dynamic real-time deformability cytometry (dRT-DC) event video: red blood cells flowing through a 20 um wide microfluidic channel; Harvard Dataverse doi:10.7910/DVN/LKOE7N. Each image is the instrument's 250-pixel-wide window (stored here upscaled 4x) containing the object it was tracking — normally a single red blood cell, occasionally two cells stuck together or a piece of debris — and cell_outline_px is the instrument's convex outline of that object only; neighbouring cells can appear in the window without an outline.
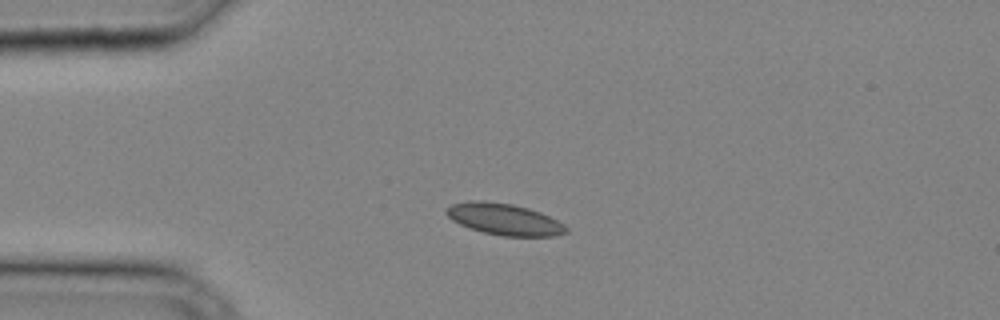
{"species": "common noctule bat (a hibernating species)", "species_latin": "Nyctalus noctula", "temperature_condition": "cold", "stored_images_in_passage": 27, "camera_frame_rate_fps": 3000, "um_per_image_px": 0.085, "animal": {"sex": "male", "body_mass_g": 20.4}, "frame": {"image": 1, "passage_image": 1, "time_ms": 0.0, "image_size_px": [1000, 320], "cell_outline_px": [[568, 232], [556, 236], [504, 236], [484, 232], [468, 228], [452, 220], [444, 212], [444, 208], [452, 204], [468, 200], [484, 200], [512, 204], [528, 208], [540, 212], [564, 224], [568, 228]], "centroid_in_image_um": [42.83, 18.62], "position_along_channel_um": 42.2, "area_um2": 22.14}}
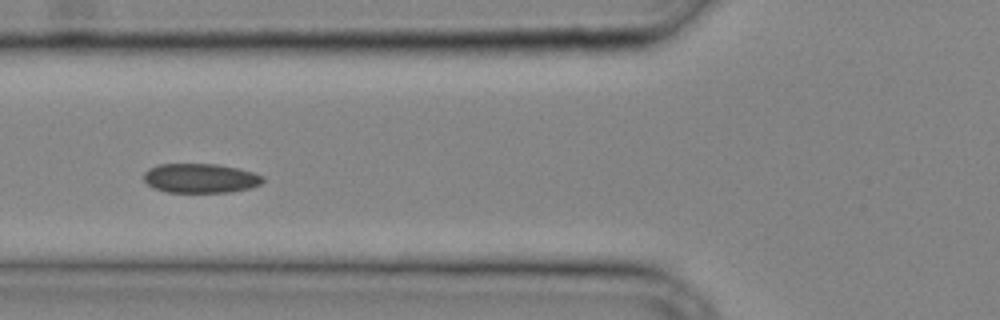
{"frame": {"image": 2, "passage_image": 6, "time_ms": 1.667, "image_size_px": [1000, 320], "cell_outline_px": [[264, 180], [260, 184], [248, 188], [228, 192], [168, 192], [156, 188], [148, 184], [144, 180], [144, 172], [148, 168], [160, 164], [216, 164], [240, 168], [264, 176]], "centroid_in_image_um": [17.04, 15.14], "position_along_channel_um": 108.8, "area_um2": 20.29}}
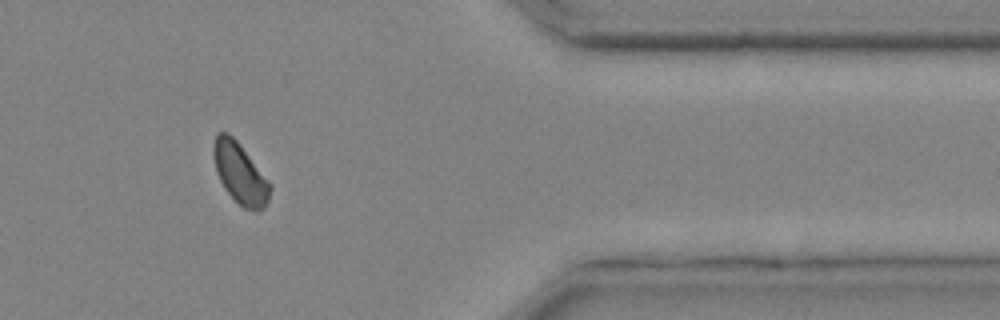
{"frame": {"image": 3, "passage_image": 23, "time_ms": 7.333, "image_size_px": [1000, 320], "cell_outline_px": [[272, 188], [268, 200], [264, 208], [256, 212], [244, 208], [224, 188], [216, 172], [212, 152], [212, 144], [216, 132], [228, 132], [240, 144], [272, 184]], "centroid_in_image_um": [20.4, 14.71], "position_along_channel_um": 391.0, "area_um2": 20.23}}